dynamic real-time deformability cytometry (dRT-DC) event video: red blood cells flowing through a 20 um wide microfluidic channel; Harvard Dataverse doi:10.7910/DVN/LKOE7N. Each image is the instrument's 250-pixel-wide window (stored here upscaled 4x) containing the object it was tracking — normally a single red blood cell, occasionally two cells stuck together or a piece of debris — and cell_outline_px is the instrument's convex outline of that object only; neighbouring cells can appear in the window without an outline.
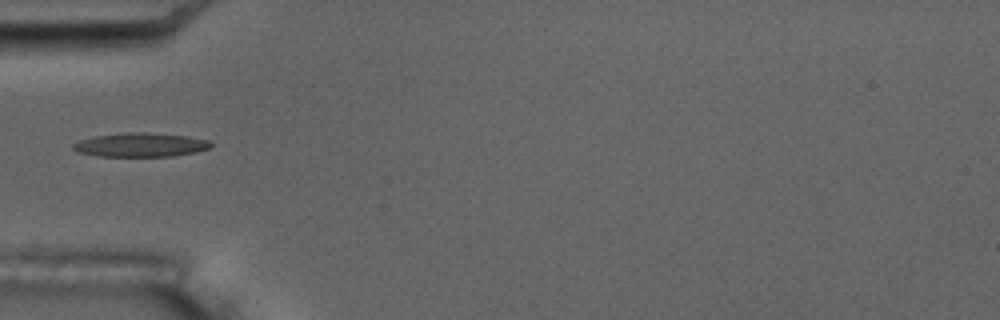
{"species": "common noctule bat (a hibernating species)", "species_latin": "Nyctalus noctula", "temperature_condition": "room temperature", "stored_images_in_passage": 8, "camera_frame_rate_fps": 3000, "um_per_image_px": 0.085, "animal": {"sex": "male", "body_mass_g": 17.5, "forearm_length_mm": 52.3}, "frame": {"image": 1, "passage_image": 6, "time_ms": 6.0, "image_size_px": [1000, 320], "cell_outline_px": [[212, 148], [196, 152], [172, 156], [100, 156], [80, 152], [72, 148], [72, 144], [80, 140], [92, 136], [132, 132], [144, 132], [188, 136], [208, 140], [212, 144]], "centroid_in_image_um": [11.98, 12.31], "position_along_channel_um": 73.0, "area_um2": 19.13}}